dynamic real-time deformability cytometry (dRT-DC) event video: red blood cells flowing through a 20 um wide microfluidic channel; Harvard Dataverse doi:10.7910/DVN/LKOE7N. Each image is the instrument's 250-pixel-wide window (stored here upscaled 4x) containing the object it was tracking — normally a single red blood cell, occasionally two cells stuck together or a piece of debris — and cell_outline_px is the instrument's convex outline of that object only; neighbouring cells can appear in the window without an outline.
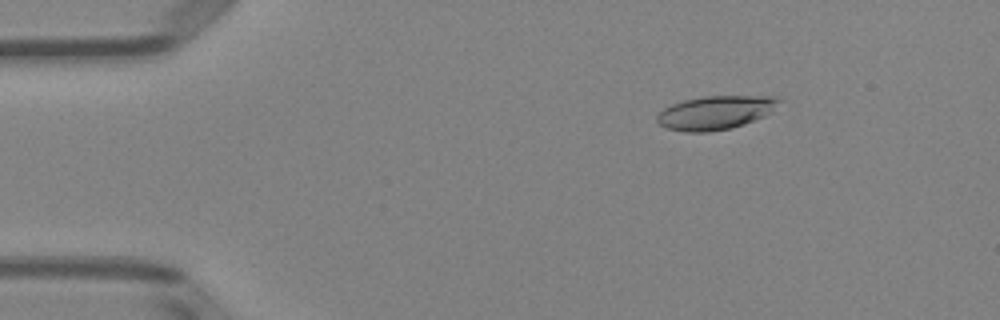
{"species": "Egyptian fruit bat (a non-hibernating species)", "species_latin": "Rousettus aegyptiacus", "temperature_condition": "room temperature", "stored_images_in_passage": 51, "camera_frame_rate_fps": 3000, "um_per_image_px": 0.085, "animal": {"sex": "female"}, "frame": {"image": 1, "passage_image": 8, "time_ms": 2.333, "image_size_px": [1000, 320], "cell_outline_px": [[784, 100], [772, 112], [764, 116], [744, 124], [732, 128], [708, 132], [684, 132], [668, 128], [660, 124], [656, 120], [656, 116], [664, 108], [672, 104], [684, 100], [704, 96], [776, 96]], "centroid_in_image_um": [60.86, 9.56], "position_along_channel_um": 24.1, "area_um2": 24.1}}
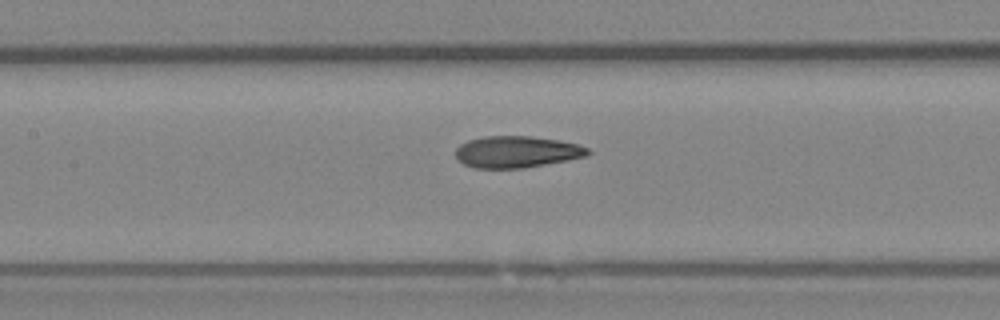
{"frame": {"image": 2, "passage_image": 24, "time_ms": 7.667, "image_size_px": [1000, 320], "cell_outline_px": [[592, 152], [588, 156], [568, 160], [520, 168], [476, 168], [464, 164], [456, 156], [456, 148], [460, 144], [468, 140], [484, 136], [532, 136], [556, 140], [576, 144], [588, 148]], "centroid_in_image_um": [43.92, 12.9], "position_along_channel_um": 163.5, "area_um2": 24.22}}
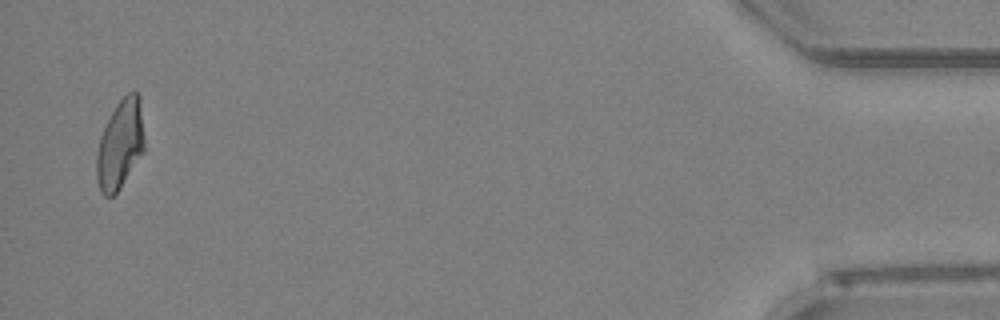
{"frame": {"image": 3, "passage_image": 50, "time_ms": 16.333, "image_size_px": [1000, 320], "cell_outline_px": [[144, 152], [120, 188], [112, 196], [104, 196], [100, 192], [96, 180], [96, 156], [100, 136], [116, 104], [128, 92], [136, 92], [140, 96], [144, 136]], "centroid_in_image_um": [10.21, 12.29], "position_along_channel_um": 425.0, "area_um2": 24.91}, "authors_computed_cell_mechanics": {"area_um2": 24.565, "velocity_mm_per_s": 4.0104, "shape_relaxation_time_tau1_ms": 5.8749, "shape_relaxation_time_tau2_ms": 1.3218, "deformation_change_tau1": 0.1994, "deformation_change_tau2": 0.0799}}